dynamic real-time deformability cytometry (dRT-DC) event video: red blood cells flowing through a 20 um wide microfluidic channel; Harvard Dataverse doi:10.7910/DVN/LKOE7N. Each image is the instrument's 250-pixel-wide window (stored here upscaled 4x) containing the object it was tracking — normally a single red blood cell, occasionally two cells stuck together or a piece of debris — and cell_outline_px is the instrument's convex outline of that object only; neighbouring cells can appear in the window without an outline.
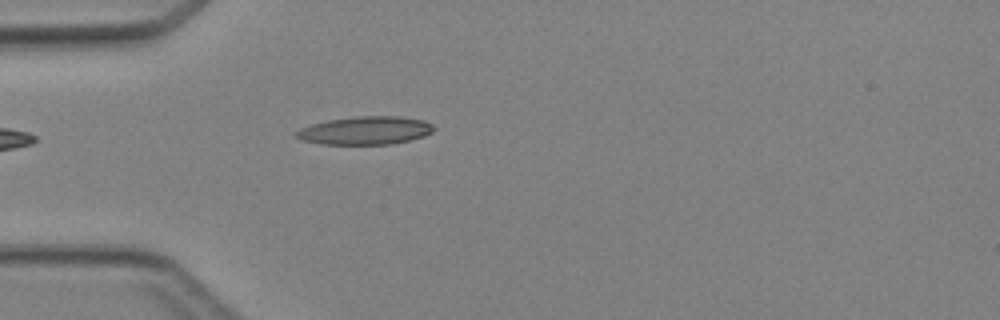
{"species": "Egyptian fruit bat (a non-hibernating species)", "species_latin": "Rousettus aegyptiacus", "temperature_condition": "cold", "stored_images_in_passage": 4, "camera_frame_rate_fps": 3000, "um_per_image_px": 0.085, "animal": {"sex": "female"}, "frame": {"image": 1, "passage_image": 1, "time_ms": 0.0, "image_size_px": [1000, 320], "cell_outline_px": [[436, 128], [432, 132], [424, 136], [392, 144], [320, 144], [304, 140], [296, 136], [296, 132], [300, 128], [312, 124], [328, 120], [356, 116], [396, 116], [424, 120], [432, 124]], "centroid_in_image_um": [31.08, 11.09], "position_along_channel_um": 53.9, "area_um2": 22.43}}